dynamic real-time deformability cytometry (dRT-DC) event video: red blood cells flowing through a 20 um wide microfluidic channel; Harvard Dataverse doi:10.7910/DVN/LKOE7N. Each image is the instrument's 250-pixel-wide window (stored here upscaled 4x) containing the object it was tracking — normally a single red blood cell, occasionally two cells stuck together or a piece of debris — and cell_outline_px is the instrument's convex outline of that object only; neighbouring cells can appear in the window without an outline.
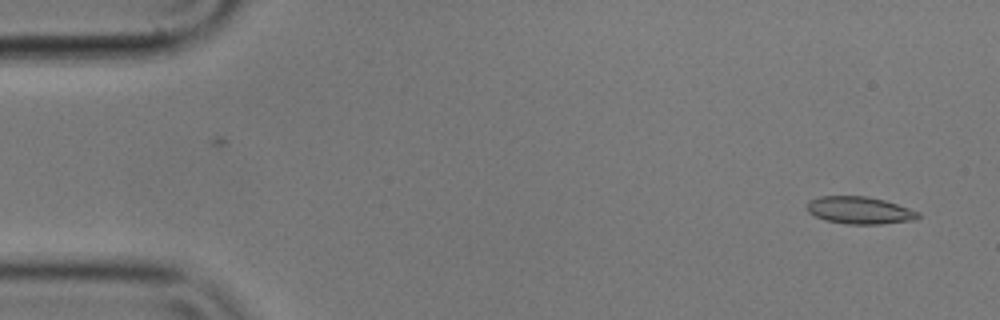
{"species": "common noctule bat (a hibernating species)", "species_latin": "Nyctalus noctula", "temperature_condition": "cold", "stored_images_in_passage": 2, "camera_frame_rate_fps": 3000, "um_per_image_px": 0.085, "animal": {"sex": "male", "body_mass_g": 17.9}, "frame": {"image": 1, "passage_image": 2, "time_ms": 0.333, "image_size_px": [1000, 320], "cell_outline_px": [[920, 216], [916, 220], [880, 224], [844, 224], [824, 220], [808, 212], [804, 208], [808, 200], [820, 196], [868, 196], [884, 200], [920, 212]], "centroid_in_image_um": [73.03, 17.88], "position_along_channel_um": 12.0, "area_um2": 17.92}}